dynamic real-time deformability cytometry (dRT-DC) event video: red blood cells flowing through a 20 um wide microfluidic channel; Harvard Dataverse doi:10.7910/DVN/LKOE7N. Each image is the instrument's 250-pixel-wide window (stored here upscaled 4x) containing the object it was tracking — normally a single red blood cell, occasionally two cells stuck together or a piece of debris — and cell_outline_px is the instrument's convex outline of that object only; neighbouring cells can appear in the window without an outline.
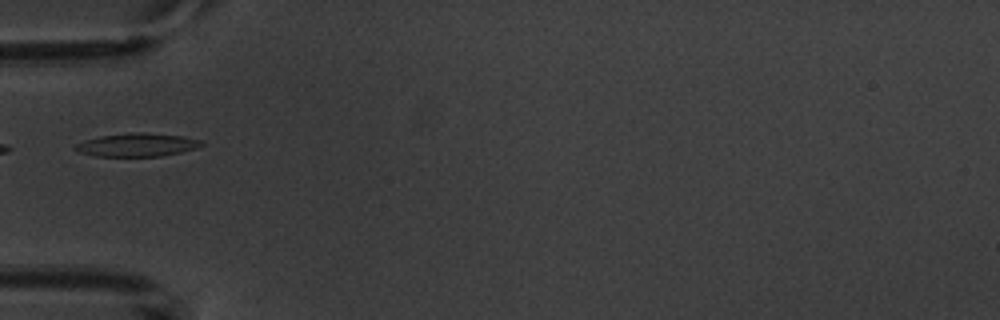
{"species": "common noctule bat (a hibernating species)", "species_latin": "Nyctalus noctula", "temperature_condition": "warm", "stored_images_in_passage": 1, "camera_frame_rate_fps": 3000, "um_per_image_px": 0.085, "animal": {"sex": "male", "body_mass_g": 20.1, "forearm_length_mm": 53.5}, "frame": {"image": 1, "passage_image": 1, "time_ms": 0.0, "image_size_px": [1000, 320], "cell_outline_px": [[204, 144], [196, 148], [180, 152], [160, 156], [96, 156], [76, 152], [72, 148], [76, 144], [84, 140], [100, 136], [132, 132], [140, 132], [184, 136], [200, 140]], "centroid_in_image_um": [11.6, 12.31], "position_along_channel_um": 73.4, "area_um2": 17.11}}